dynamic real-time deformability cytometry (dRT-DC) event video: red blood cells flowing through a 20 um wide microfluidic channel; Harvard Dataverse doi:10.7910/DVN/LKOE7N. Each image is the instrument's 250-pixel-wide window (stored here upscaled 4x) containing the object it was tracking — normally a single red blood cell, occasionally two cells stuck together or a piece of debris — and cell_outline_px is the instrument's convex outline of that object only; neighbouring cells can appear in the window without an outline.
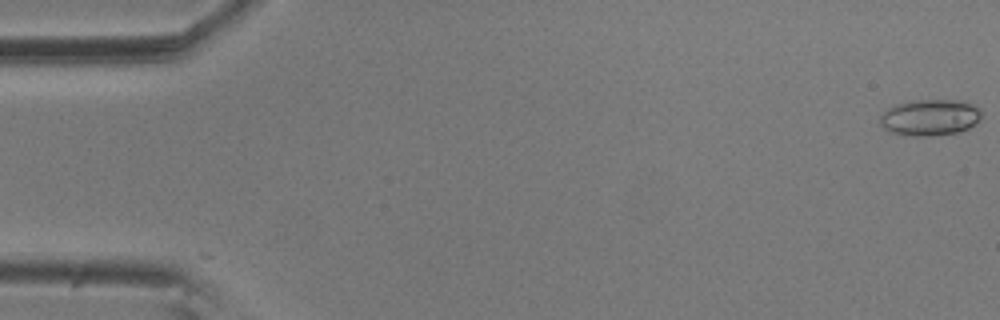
{"species": "common noctule bat (a hibernating species)", "species_latin": "Nyctalus noctula", "temperature_condition": "room temperature", "stored_images_in_passage": 7, "camera_frame_rate_fps": 3000, "um_per_image_px": 0.085, "animal": {"sex": "male", "body_mass_g": 20.5, "forearm_length_mm": 52.5}, "frame": {"image": 1, "passage_image": 1, "time_ms": 0.0, "image_size_px": [1000, 320], "cell_outline_px": [[980, 116], [968, 128], [960, 132], [924, 136], [916, 136], [892, 132], [884, 128], [880, 124], [880, 112], [896, 104], [916, 100], [956, 100], [972, 104], [980, 108]], "centroid_in_image_um": [79.0, 9.97], "position_along_channel_um": 6.0, "area_um2": 21.15}}
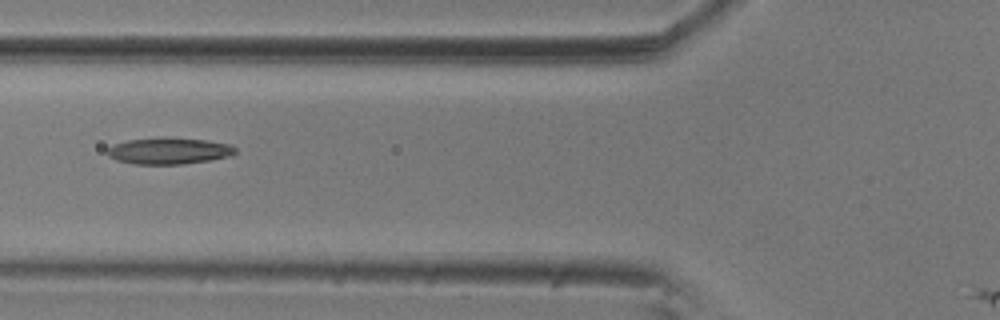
{"frame": {"image": 2, "passage_image": 7, "time_ms": 2.0, "image_size_px": [1000, 320], "cell_outline_px": [[236, 152], [232, 156], [208, 160], [180, 164], [132, 164], [116, 160], [108, 156], [104, 152], [112, 144], [128, 140], [204, 140], [232, 144], [236, 148]], "centroid_in_image_um": [14.34, 12.87], "position_along_channel_um": 111.5, "area_um2": 19.02}}